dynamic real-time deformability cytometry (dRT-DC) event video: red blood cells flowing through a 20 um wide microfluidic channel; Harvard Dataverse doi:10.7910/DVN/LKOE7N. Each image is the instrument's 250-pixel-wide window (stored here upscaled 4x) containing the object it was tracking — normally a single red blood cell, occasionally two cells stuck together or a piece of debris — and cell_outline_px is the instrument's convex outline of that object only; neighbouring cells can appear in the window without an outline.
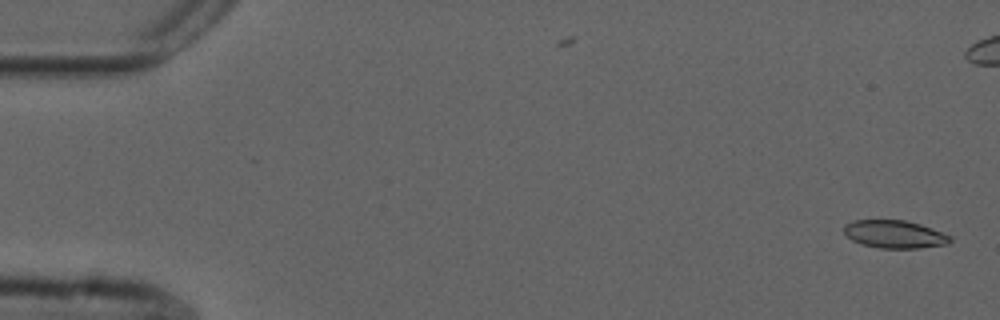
{"species": "common noctule bat (a hibernating species)", "species_latin": "Nyctalus noctula", "temperature_condition": "cold", "stored_images_in_passage": 55, "camera_frame_rate_fps": 3000, "um_per_image_px": 0.085, "animal": {"sex": "male", "forearm_length_mm": 52.5}, "frame": {"image": 1, "passage_image": 1, "time_ms": 0.0, "image_size_px": [1000, 320], "cell_outline_px": [[952, 240], [948, 244], [920, 248], [880, 248], [860, 244], [852, 240], [844, 232], [844, 224], [852, 220], [904, 220], [920, 224], [952, 236]], "centroid_in_image_um": [76.04, 19.91], "position_along_channel_um": 9.0, "area_um2": 17.28}}
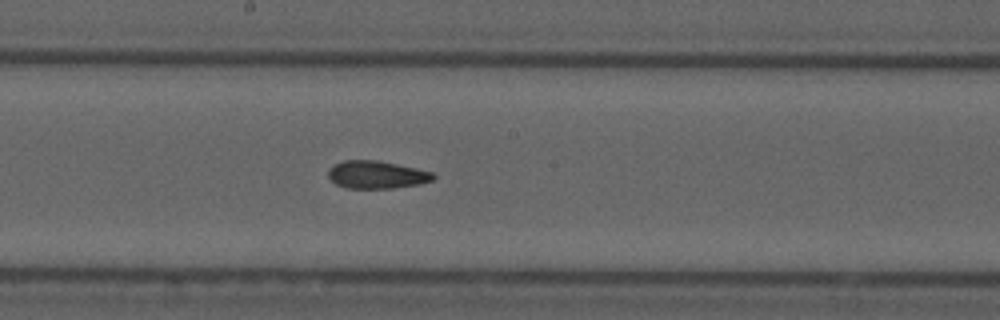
{"frame": {"image": 2, "passage_image": 29, "time_ms": 9.333, "image_size_px": [1000, 320], "cell_outline_px": [[436, 176], [432, 180], [420, 184], [392, 188], [344, 188], [336, 184], [328, 176], [328, 168], [344, 160], [376, 160], [416, 168], [432, 172]], "centroid_in_image_um": [32.0, 14.85], "position_along_channel_um": 216.2, "area_um2": 16.88}}
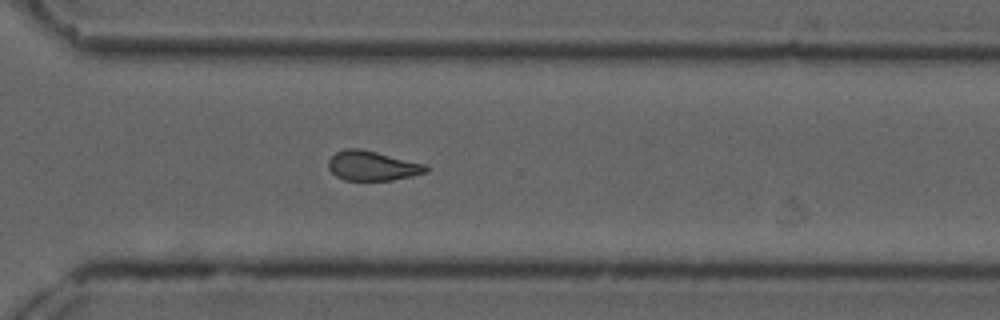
{"frame": {"image": 3, "passage_image": 39, "time_ms": 12.667, "image_size_px": [1000, 320], "cell_outline_px": [[428, 172], [412, 176], [392, 180], [344, 180], [336, 176], [328, 168], [328, 160], [336, 152], [348, 148], [360, 148], [428, 164]], "centroid_in_image_um": [31.68, 14.09], "position_along_channel_um": 338.9, "area_um2": 16.99}, "authors_computed_cell_mechanics": {"area_um2": 17.4556, "velocity_mm_per_s": 3.6979, "shape_relaxation_time_tau1_ms": 10.5318, "shape_relaxation_time_tau2_ms": 2.5223, "deformation_change_tau1": 0.2223, "deformation_change_tau2": 0.0876}}